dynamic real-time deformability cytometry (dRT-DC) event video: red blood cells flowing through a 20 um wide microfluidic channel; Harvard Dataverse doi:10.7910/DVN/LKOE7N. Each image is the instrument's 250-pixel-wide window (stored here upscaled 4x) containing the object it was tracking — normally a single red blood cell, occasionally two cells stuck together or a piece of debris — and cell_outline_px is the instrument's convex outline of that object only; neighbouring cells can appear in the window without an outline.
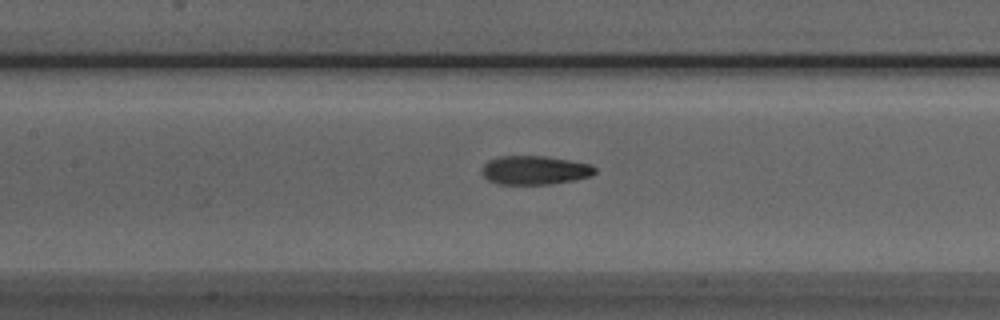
{"species": "Egyptian fruit bat (a non-hibernating species)", "species_latin": "Rousettus aegyptiacus", "temperature_condition": "room temperature", "stored_images_in_passage": 53, "camera_frame_rate_fps": 3000, "um_per_image_px": 0.085, "animal": {"sex": "male"}, "frame": {"image": 1, "passage_image": 24, "time_ms": 7.667, "image_size_px": [1000, 320], "cell_outline_px": [[596, 172], [592, 176], [576, 180], [548, 184], [496, 184], [488, 180], [480, 172], [484, 164], [488, 160], [500, 156], [544, 156], [568, 160], [588, 164], [596, 168]], "centroid_in_image_um": [45.43, 14.47], "position_along_channel_um": 162.0, "area_um2": 19.02}}
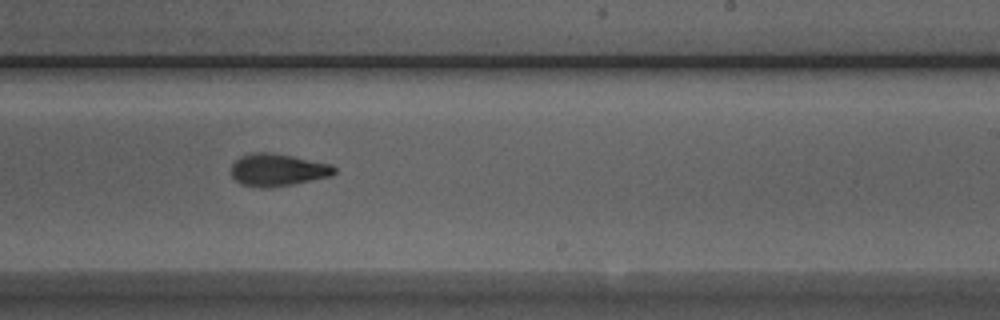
{"frame": {"image": 2, "passage_image": 32, "time_ms": 10.333, "image_size_px": [1000, 320], "cell_outline_px": [[336, 172], [332, 176], [292, 184], [268, 188], [260, 188], [240, 184], [232, 176], [232, 164], [240, 156], [252, 152], [272, 152], [332, 164], [336, 168]], "centroid_in_image_um": [23.61, 14.44], "position_along_channel_um": 265.4, "area_um2": 19.59}}
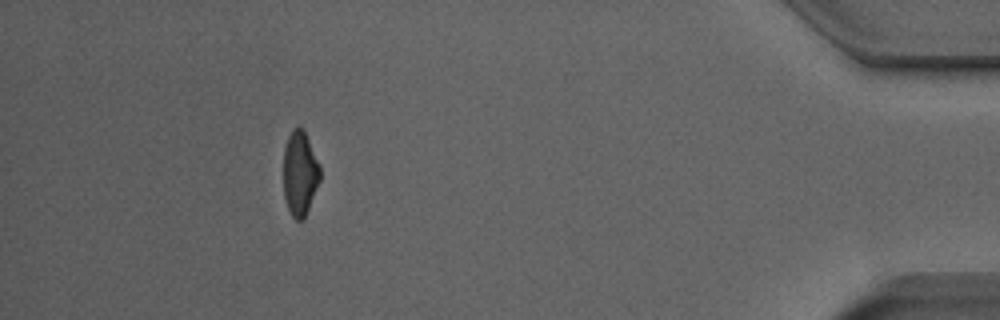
{"frame": {"image": 3, "passage_image": 48, "time_ms": 15.667, "image_size_px": [1000, 320], "cell_outline_px": [[320, 180], [304, 220], [296, 220], [292, 216], [288, 208], [284, 196], [284, 148], [288, 136], [292, 128], [300, 128], [304, 132], [320, 164]], "centroid_in_image_um": [25.49, 14.76], "position_along_channel_um": 409.7, "area_um2": 17.92}, "authors_computed_cell_mechanics": {"area_um2": 18.9584, "velocity_mm_per_s": 3.8899, "shape_relaxation_time_tau1_ms": 3.6603, "shape_relaxation_time_tau2_ms": 2.3267, "deformation_change_tau1": 0.1654, "deformation_change_tau2": 0.0959}}